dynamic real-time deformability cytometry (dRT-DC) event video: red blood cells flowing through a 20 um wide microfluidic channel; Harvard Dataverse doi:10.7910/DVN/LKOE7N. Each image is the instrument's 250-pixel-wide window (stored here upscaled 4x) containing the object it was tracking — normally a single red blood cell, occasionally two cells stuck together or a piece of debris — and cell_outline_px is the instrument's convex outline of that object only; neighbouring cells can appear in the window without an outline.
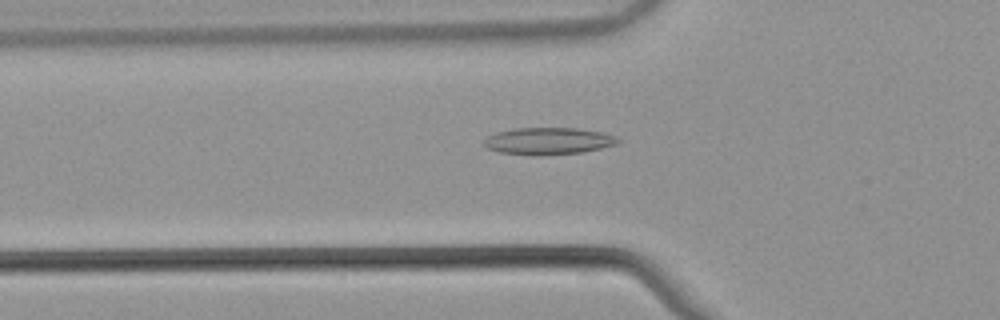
{"species": "common noctule bat (a hibernating species)", "species_latin": "Nyctalus noctula", "temperature_condition": "warm", "stored_images_in_passage": 46, "camera_frame_rate_fps": 3000, "um_per_image_px": 0.085, "animal": {"sex": "male", "body_mass_g": 21.5, "forearm_length_mm": 52.0}, "frame": {"image": 1, "passage_image": 12, "time_ms": 3.667, "image_size_px": [1000, 320], "cell_outline_px": [[620, 140], [616, 144], [600, 148], [580, 152], [500, 152], [488, 148], [484, 144], [484, 140], [488, 136], [496, 132], [512, 128], [580, 128], [604, 132], [616, 136]], "centroid_in_image_um": [46.66, 11.91], "position_along_channel_um": 79.1, "area_um2": 19.94}}
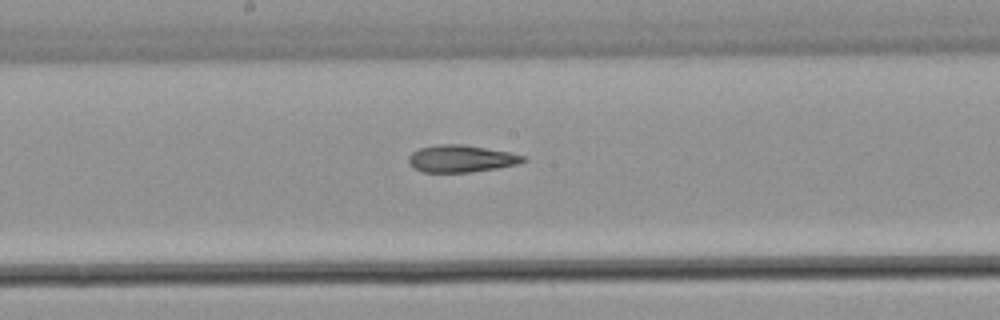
{"frame": {"image": 2, "passage_image": 22, "time_ms": 7.0, "image_size_px": [1000, 320], "cell_outline_px": [[528, 160], [516, 164], [496, 168], [472, 172], [424, 172], [416, 168], [408, 160], [408, 156], [412, 152], [420, 148], [436, 144], [464, 144], [508, 152], [524, 156]], "centroid_in_image_um": [39.2, 13.47], "position_along_channel_um": 209.0, "area_um2": 17.92}}
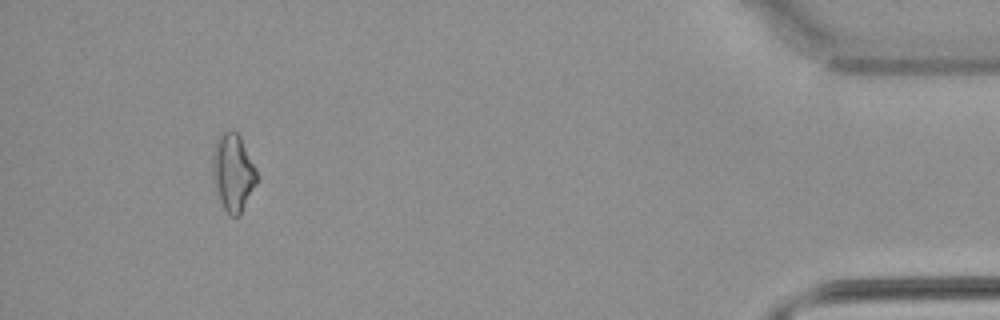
{"frame": {"image": 3, "passage_image": 43, "time_ms": 14.0, "image_size_px": [1000, 320], "cell_outline_px": [[256, 184], [240, 216], [232, 216], [224, 208], [220, 200], [212, 176], [212, 148], [220, 132], [224, 128], [228, 128], [236, 132], [240, 136], [256, 172]], "centroid_in_image_um": [19.76, 14.6], "position_along_channel_um": 415.4, "area_um2": 19.88}, "authors_computed_cell_mechanics": {"area_um2": 18.4382, "velocity_mm_per_s": 3.8822, "shape_relaxation_time_tau1_ms": null, "shape_relaxation_time_tau2_ms": 4.5986, "deformation_change_tau1": null, "deformation_change_tau2": 0.1578}}